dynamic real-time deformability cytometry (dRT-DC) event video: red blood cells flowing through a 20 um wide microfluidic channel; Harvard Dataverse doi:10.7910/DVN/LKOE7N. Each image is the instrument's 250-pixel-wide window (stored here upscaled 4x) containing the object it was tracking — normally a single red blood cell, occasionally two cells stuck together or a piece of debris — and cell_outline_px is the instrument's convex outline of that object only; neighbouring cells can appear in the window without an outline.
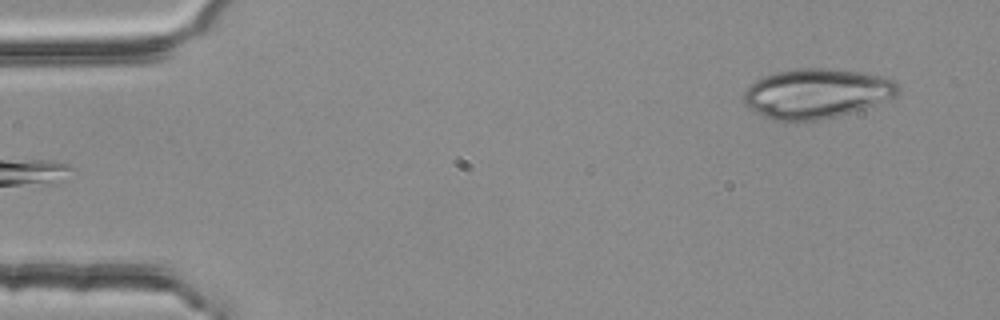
{"species": "common noctule bat (a hibernating species)", "species_latin": "Nyctalus noctula", "temperature_condition": "room temperature", "stored_images_in_passage": 5, "segment_of_instrument_passage": [2, 2], "camera_frame_rate_fps": 3000, "um_per_image_px": 0.085, "animal": {"sex": "female", "body_mass_g": 25.1}, "frame": {"image": 1, "passage_image": 5, "time_ms": 1.333, "image_size_px": [1000, 320], "cell_outline_px": [[900, 92], [896, 96], [876, 104], [864, 108], [836, 116], [816, 120], [772, 120], [748, 108], [744, 104], [744, 92], [748, 84], [764, 76], [776, 72], [800, 68], [832, 68], [868, 72], [884, 76], [896, 80], [900, 84]], "centroid_in_image_um": [69.45, 7.92], "position_along_channel_um": 15.6, "area_um2": 45.08}}